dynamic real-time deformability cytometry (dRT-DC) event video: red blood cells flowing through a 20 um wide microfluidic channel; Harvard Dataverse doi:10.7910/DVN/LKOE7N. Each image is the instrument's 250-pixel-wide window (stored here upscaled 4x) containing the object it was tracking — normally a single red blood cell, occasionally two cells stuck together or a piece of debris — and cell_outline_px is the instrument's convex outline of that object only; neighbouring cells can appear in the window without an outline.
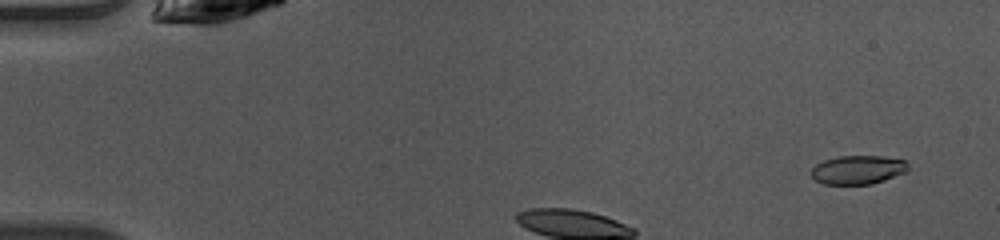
{"species": "common noctule bat (a hibernating species)", "species_latin": "Nyctalus noctula", "temperature_condition": "warm", "stored_images_in_passage": 8, "camera_frame_rate_fps": 3000, "um_per_image_px": 0.085, "animal": {"sex": "female", "body_mass_g": 10.0, "forearm_length_mm": 53.1}, "frame": {"image": 1, "passage_image": 4, "time_ms": 1.0, "image_size_px": [1000, 240], "cell_outline_px": [[908, 172], [872, 184], [824, 184], [816, 180], [808, 172], [816, 164], [824, 160], [840, 156], [880, 156], [904, 160], [908, 164]], "centroid_in_image_um": [72.92, 14.43], "position_along_channel_um": 12.1, "area_um2": 16.3}}